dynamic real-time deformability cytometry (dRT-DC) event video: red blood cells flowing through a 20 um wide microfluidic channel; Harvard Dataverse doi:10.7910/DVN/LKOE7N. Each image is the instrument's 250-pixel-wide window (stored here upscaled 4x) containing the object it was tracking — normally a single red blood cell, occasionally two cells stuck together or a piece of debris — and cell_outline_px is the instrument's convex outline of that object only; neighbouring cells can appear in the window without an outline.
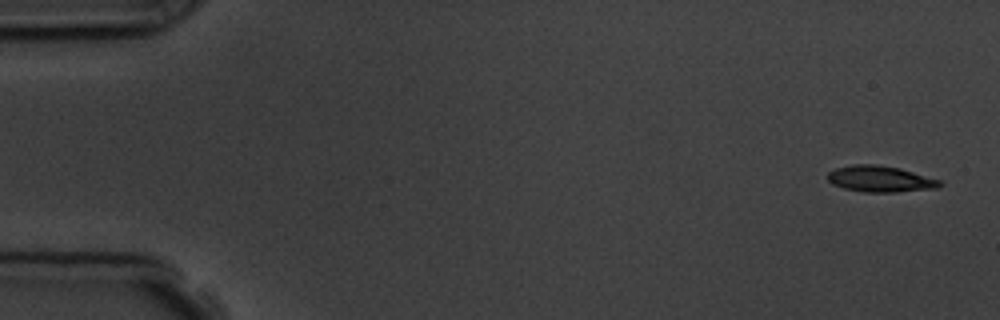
{"species": "common noctule bat (a hibernating species)", "species_latin": "Nyctalus noctula", "temperature_condition": "room temperature", "stored_images_in_passage": 5, "camera_frame_rate_fps": 3000, "um_per_image_px": 0.085, "animal": {"sex": "male", "body_mass_g": 19.5, "forearm_length_mm": 54.6}, "frame": {"image": 1, "passage_image": 1, "time_ms": 0.0, "image_size_px": [1000, 320], "cell_outline_px": [[944, 184], [936, 188], [896, 192], [864, 192], [844, 188], [832, 184], [828, 180], [828, 172], [836, 168], [852, 164], [876, 164], [900, 168], [940, 180]], "centroid_in_image_um": [74.81, 15.2], "position_along_channel_um": 10.2, "area_um2": 17.11}}
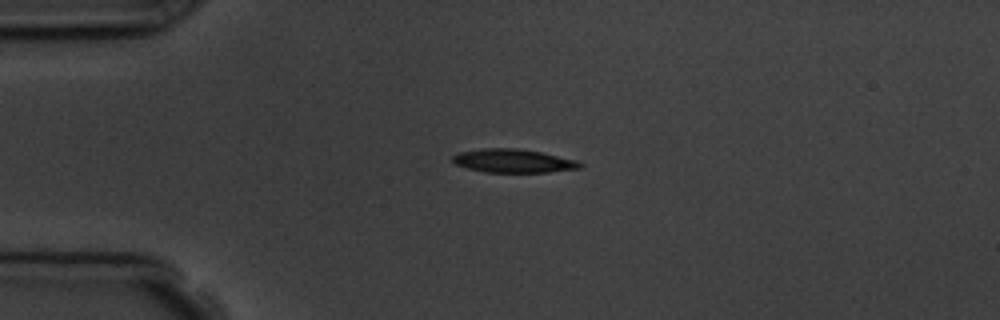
{"frame": {"image": 2, "passage_image": 4, "time_ms": 3.667, "image_size_px": [1000, 320], "cell_outline_px": [[584, 164], [580, 168], [548, 172], [484, 172], [468, 168], [456, 164], [452, 160], [452, 156], [460, 152], [484, 148], [520, 148], [540, 152], [576, 160]], "centroid_in_image_um": [43.63, 13.67], "position_along_channel_um": 41.4, "area_um2": 17.34}}